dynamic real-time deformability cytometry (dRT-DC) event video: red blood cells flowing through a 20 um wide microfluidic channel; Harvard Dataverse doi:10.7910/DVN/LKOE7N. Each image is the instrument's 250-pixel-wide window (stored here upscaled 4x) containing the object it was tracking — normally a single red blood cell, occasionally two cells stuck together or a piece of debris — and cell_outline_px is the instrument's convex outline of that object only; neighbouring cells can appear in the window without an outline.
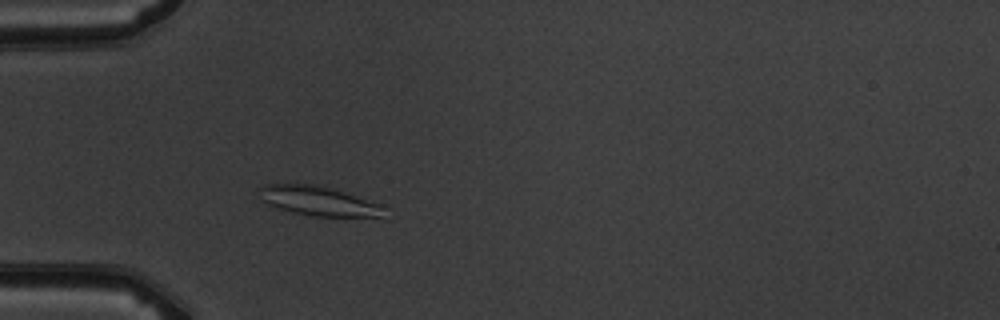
{"species": "common noctule bat (a hibernating species)", "species_latin": "Nyctalus noctula", "temperature_condition": "warm", "stored_images_in_passage": 3, "camera_frame_rate_fps": 3000, "um_per_image_px": 0.085, "animal": {"sex": "male", "body_mass_g": 19.5, "forearm_length_mm": 54.6}, "frame": {"image": 1, "passage_image": 3, "time_ms": 2.333, "image_size_px": [1000, 320], "cell_outline_px": [[384, 204], [380, 216], [312, 216], [292, 212], [268, 204], [260, 200], [260, 188], [264, 184], [316, 184], [336, 188]], "centroid_in_image_um": [27.08, 17.05], "position_along_channel_um": 57.9, "area_um2": 21.5}}